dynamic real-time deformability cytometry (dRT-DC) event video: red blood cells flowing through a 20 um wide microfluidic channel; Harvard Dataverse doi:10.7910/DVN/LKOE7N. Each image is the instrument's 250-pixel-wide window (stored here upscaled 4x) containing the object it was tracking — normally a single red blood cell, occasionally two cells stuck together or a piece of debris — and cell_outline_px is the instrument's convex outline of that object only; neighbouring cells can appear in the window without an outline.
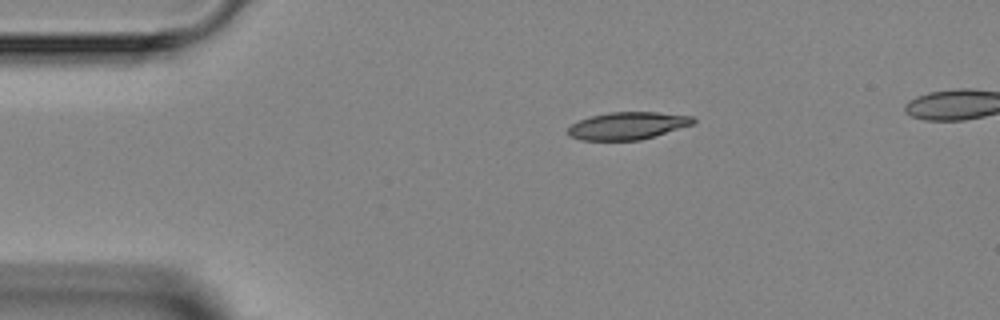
{"species": "Egyptian fruit bat (a non-hibernating species)", "species_latin": "Rousettus aegyptiacus", "temperature_condition": "room temperature", "stored_images_in_passage": 2, "camera_frame_rate_fps": 3000, "um_per_image_px": 0.085, "animal": {"sex": "female"}, "frame": {"image": 1, "passage_image": 1, "time_ms": 0.0, "image_size_px": [1000, 320], "cell_outline_px": [[696, 124], [640, 140], [580, 140], [568, 136], [568, 128], [572, 124], [580, 120], [592, 116], [608, 112], [656, 112], [692, 116], [696, 120]], "centroid_in_image_um": [53.37, 10.69], "position_along_channel_um": 31.6, "area_um2": 20.06}}